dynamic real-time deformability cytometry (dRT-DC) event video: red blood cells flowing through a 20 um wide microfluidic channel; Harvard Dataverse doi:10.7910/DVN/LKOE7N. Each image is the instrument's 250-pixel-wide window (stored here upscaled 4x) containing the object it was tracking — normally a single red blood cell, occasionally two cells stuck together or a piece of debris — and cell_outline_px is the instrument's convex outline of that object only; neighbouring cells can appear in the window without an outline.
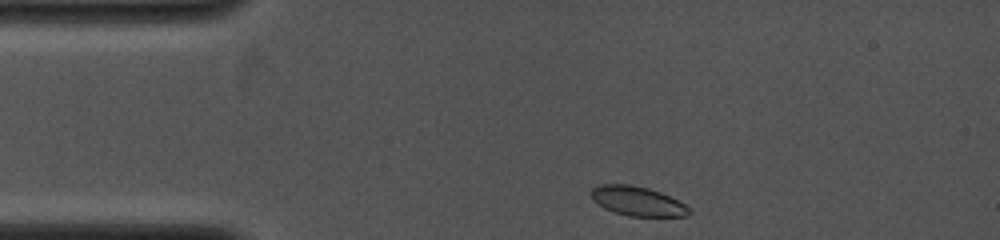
{"species": "common noctule bat (a hibernating species)", "species_latin": "Nyctalus noctula", "temperature_condition": "cold", "stored_images_in_passage": 47, "camera_frame_rate_fps": 4000, "um_per_image_px": 0.085, "animal": {"sex": "female", "body_mass_g": 19.0, "forearm_length_mm": 53.3}, "frame": {"image": 1, "passage_image": 1, "time_ms": 0.0, "image_size_px": [1000, 240], "cell_outline_px": [[692, 212], [688, 216], [628, 216], [604, 208], [592, 200], [592, 188], [600, 184], [628, 184], [648, 188], [660, 192], [692, 208]], "centroid_in_image_um": [54.2, 17.1], "position_along_channel_um": 30.8, "area_um2": 16.7}}
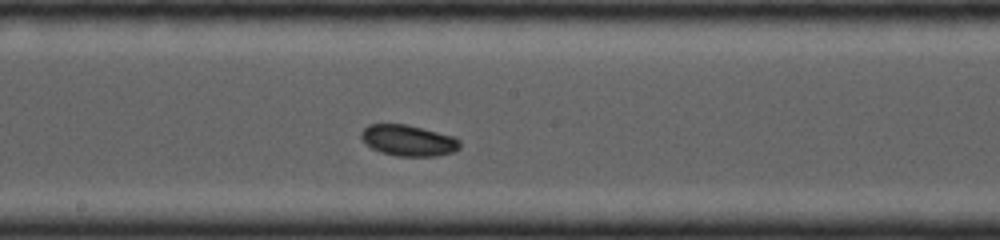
{"frame": {"image": 2, "passage_image": 22, "time_ms": 5.25, "image_size_px": [1000, 240], "cell_outline_px": [[460, 148], [452, 152], [436, 156], [396, 156], [380, 152], [372, 148], [360, 136], [360, 132], [368, 124], [404, 124], [452, 136], [460, 140]], "centroid_in_image_um": [34.69, 11.94], "position_along_channel_um": 213.5, "area_um2": 17.63}}
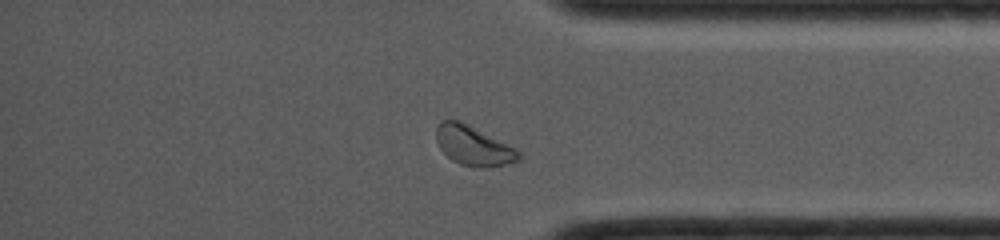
{"frame": {"image": 3, "passage_image": 41, "time_ms": 9.5, "image_size_px": [1000, 240], "cell_outline_px": [[524, 156], [520, 160], [488, 168], [472, 168], [460, 164], [452, 160], [440, 148], [436, 140], [436, 128], [440, 120], [460, 120], [516, 148]], "centroid_in_image_um": [40.25, 12.4], "position_along_channel_um": 394.9, "area_um2": 19.25}}